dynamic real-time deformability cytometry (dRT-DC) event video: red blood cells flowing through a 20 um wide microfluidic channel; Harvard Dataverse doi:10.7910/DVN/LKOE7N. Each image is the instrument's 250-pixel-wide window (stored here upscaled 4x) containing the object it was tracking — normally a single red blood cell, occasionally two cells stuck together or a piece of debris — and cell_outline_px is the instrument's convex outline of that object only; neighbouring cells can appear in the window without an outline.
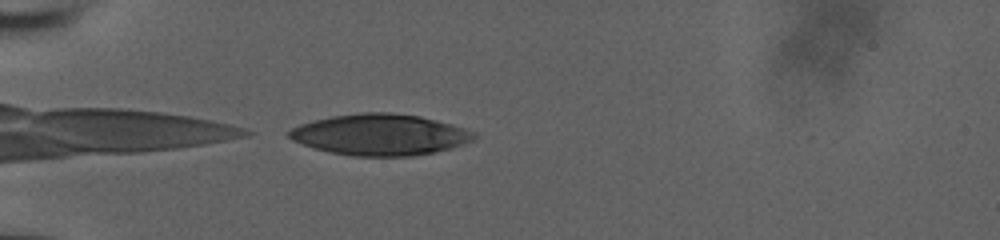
{"species": "human", "species_latin": "Homo sapiens", "temperature_condition": "room temperature", "stored_images_in_passage": 8, "camera_frame_rate_fps": 3000, "um_per_image_px": 0.085, "donor": {"sex": "male"}, "frame": {"image": 1, "passage_image": 1, "time_ms": 0.0, "image_size_px": [1000, 240], "cell_outline_px": [[476, 136], [472, 140], [464, 144], [452, 148], [412, 156], [352, 156], [312, 148], [292, 140], [288, 136], [288, 132], [292, 128], [300, 124], [332, 116], [360, 112], [392, 112], [420, 116], [452, 124], [476, 132]], "centroid_in_image_um": [32.32, 11.44], "position_along_channel_um": 52.7, "area_um2": 44.39}}
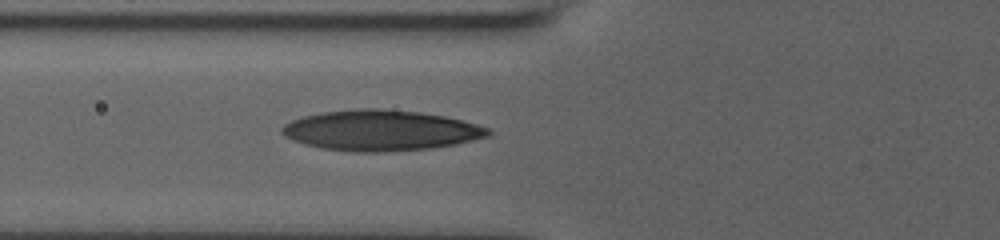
{"frame": {"image": 2, "passage_image": 5, "time_ms": 1.333, "image_size_px": [1000, 240], "cell_outline_px": [[492, 132], [488, 136], [456, 144], [432, 148], [384, 152], [352, 152], [324, 148], [304, 144], [292, 140], [284, 136], [280, 132], [280, 128], [284, 124], [292, 120], [304, 116], [320, 112], [356, 108], [376, 108], [420, 112], [444, 116], [476, 124], [488, 128]], "centroid_in_image_um": [32.32, 11.08], "position_along_channel_um": 93.5, "area_um2": 48.84}}
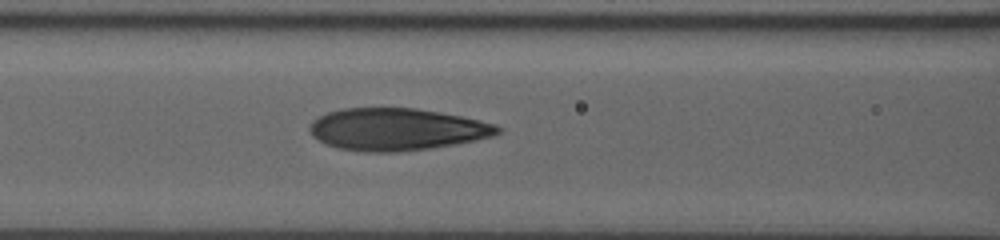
{"frame": {"image": 3, "passage_image": 8, "time_ms": 2.333, "image_size_px": [1000, 240], "cell_outline_px": [[500, 132], [492, 136], [452, 144], [428, 148], [396, 152], [364, 152], [340, 148], [328, 144], [312, 136], [308, 128], [312, 120], [328, 112], [344, 108], [416, 108], [460, 116], [496, 124], [500, 128]], "centroid_in_image_um": [33.68, 10.98], "position_along_channel_um": 132.9, "area_um2": 45.66}}